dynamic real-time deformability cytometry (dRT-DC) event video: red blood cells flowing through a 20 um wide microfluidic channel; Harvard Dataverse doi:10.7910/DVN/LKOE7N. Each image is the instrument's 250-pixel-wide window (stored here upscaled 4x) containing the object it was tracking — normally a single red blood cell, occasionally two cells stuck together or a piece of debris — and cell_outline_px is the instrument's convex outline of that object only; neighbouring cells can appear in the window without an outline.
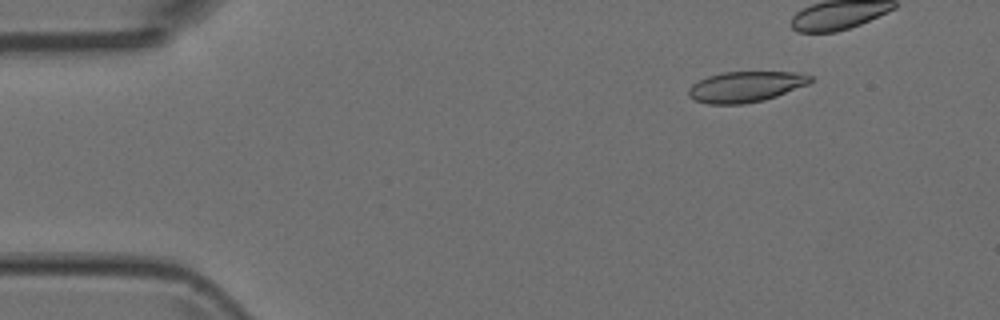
{"species": "Egyptian fruit bat (a non-hibernating species)", "species_latin": "Rousettus aegyptiacus", "temperature_condition": "room temperature", "stored_images_in_passage": 7, "camera_frame_rate_fps": 3000, "um_per_image_px": 0.085, "animal": {"sex": "female"}, "frame": {"image": 1, "passage_image": 2, "time_ms": 0.333, "image_size_px": [1000, 320], "cell_outline_px": [[812, 80], [808, 84], [776, 96], [764, 100], [744, 104], [708, 104], [692, 100], [688, 96], [688, 88], [692, 84], [708, 76], [724, 72], [800, 72], [812, 76]], "centroid_in_image_um": [63.35, 7.37], "position_along_channel_um": 21.6, "area_um2": 21.85}}
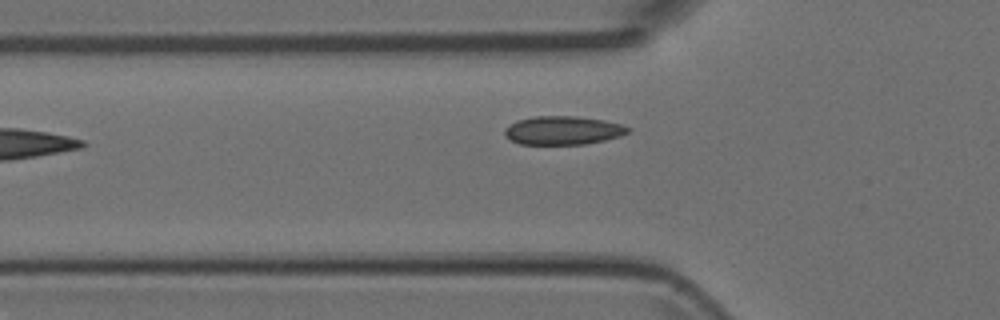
{"frame": {"image": 2, "passage_image": 6, "time_ms": 1.667, "image_size_px": [1000, 320], "cell_outline_px": [[632, 128], [628, 132], [620, 136], [604, 140], [584, 144], [520, 144], [504, 136], [504, 128], [516, 120], [532, 116], [576, 116], [604, 120], [620, 124]], "centroid_in_image_um": [47.82, 11.07], "position_along_channel_um": 78.0, "area_um2": 20.58}}
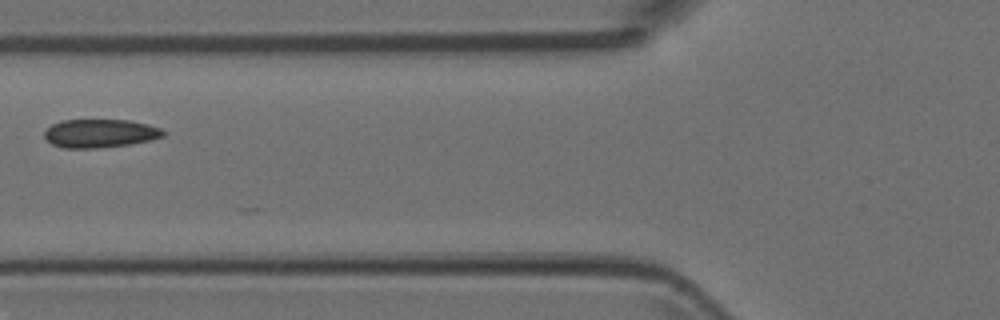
{"frame": {"image": 3, "passage_image": 7, "time_ms": 2.0, "image_size_px": [1000, 320], "cell_outline_px": [[168, 132], [164, 136], [152, 140], [128, 144], [96, 148], [64, 148], [52, 144], [44, 136], [44, 132], [52, 124], [64, 120], [128, 120], [148, 124], [160, 128]], "centroid_in_image_um": [8.54, 11.33], "position_along_channel_um": 117.3, "area_um2": 19.65}}